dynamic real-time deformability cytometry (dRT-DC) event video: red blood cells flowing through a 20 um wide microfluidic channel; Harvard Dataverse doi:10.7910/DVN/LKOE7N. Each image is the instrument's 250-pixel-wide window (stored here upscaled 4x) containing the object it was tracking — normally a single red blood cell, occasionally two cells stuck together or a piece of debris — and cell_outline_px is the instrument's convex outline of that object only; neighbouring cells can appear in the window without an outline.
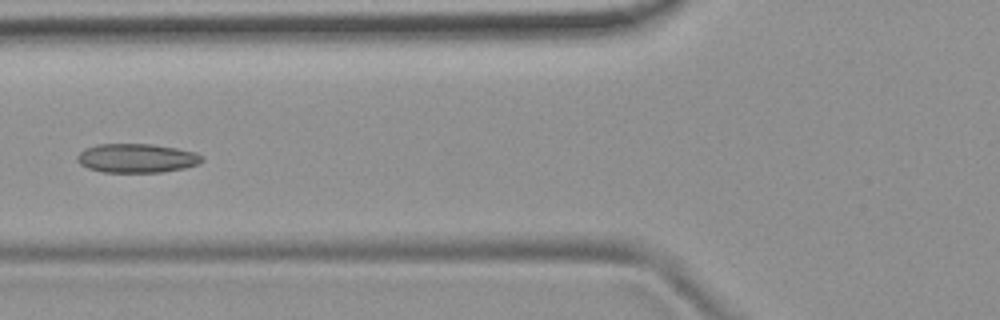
{"species": "common noctule bat (a hibernating species)", "species_latin": "Nyctalus noctula", "temperature_condition": "room temperature", "stored_images_in_passage": 6, "camera_frame_rate_fps": 3000, "um_per_image_px": 0.085, "animal": {"sex": "female", "body_mass_g": 19.9}, "frame": {"image": 1, "passage_image": 5, "time_ms": 5.667, "image_size_px": [1000, 320], "cell_outline_px": [[204, 160], [196, 164], [184, 168], [160, 172], [104, 172], [88, 168], [80, 164], [76, 160], [76, 156], [84, 148], [96, 144], [152, 144], [176, 148], [196, 152], [204, 156]], "centroid_in_image_um": [11.6, 13.43], "position_along_channel_um": 114.2, "area_um2": 21.15}}
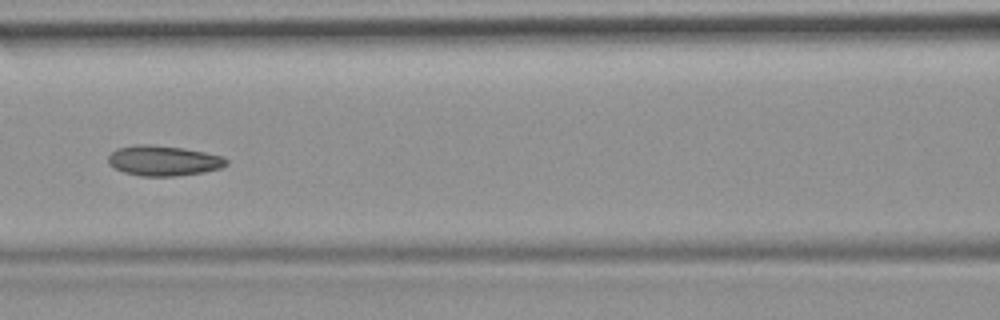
{"frame": {"image": 2, "passage_image": 6, "time_ms": 6.667, "image_size_px": [1000, 320], "cell_outline_px": [[228, 164], [220, 168], [204, 172], [176, 176], [140, 176], [124, 172], [108, 164], [108, 156], [116, 148], [136, 144], [152, 144], [184, 148], [224, 156], [228, 160]], "centroid_in_image_um": [13.9, 13.65], "position_along_channel_um": 152.7, "area_um2": 20.98}}